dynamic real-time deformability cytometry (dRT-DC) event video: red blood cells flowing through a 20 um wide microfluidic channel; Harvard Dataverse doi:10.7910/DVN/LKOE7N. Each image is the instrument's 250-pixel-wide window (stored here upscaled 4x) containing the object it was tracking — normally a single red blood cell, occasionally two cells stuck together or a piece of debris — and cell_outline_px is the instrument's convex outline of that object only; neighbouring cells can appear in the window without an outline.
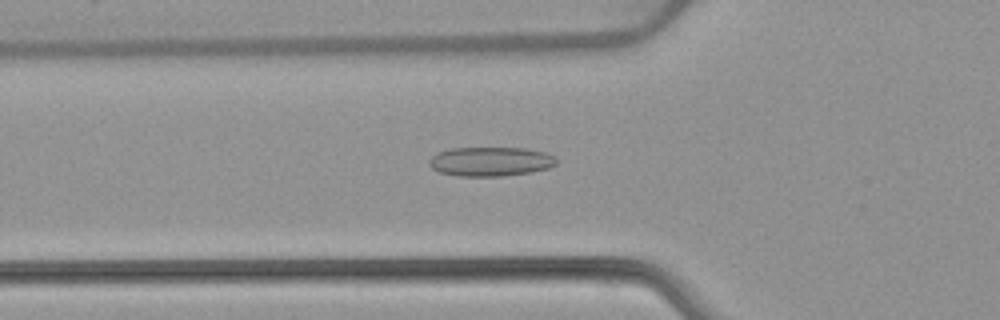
{"species": "common noctule bat (a hibernating species)", "species_latin": "Nyctalus noctula", "temperature_condition": "warm", "stored_images_in_passage": 41, "camera_frame_rate_fps": 3000, "um_per_image_px": 0.085, "animal": {"sex": "female", "body_mass_g": 22.7, "forearm_length_mm": 54.2}, "frame": {"image": 1, "passage_image": 7, "time_ms": 2.0, "image_size_px": [1000, 320], "cell_outline_px": [[556, 164], [548, 168], [532, 172], [504, 176], [460, 176], [440, 172], [432, 168], [428, 164], [428, 160], [436, 152], [452, 148], [524, 148], [544, 152], [556, 156]], "centroid_in_image_um": [41.69, 13.73], "position_along_channel_um": 84.1, "area_um2": 21.79}}
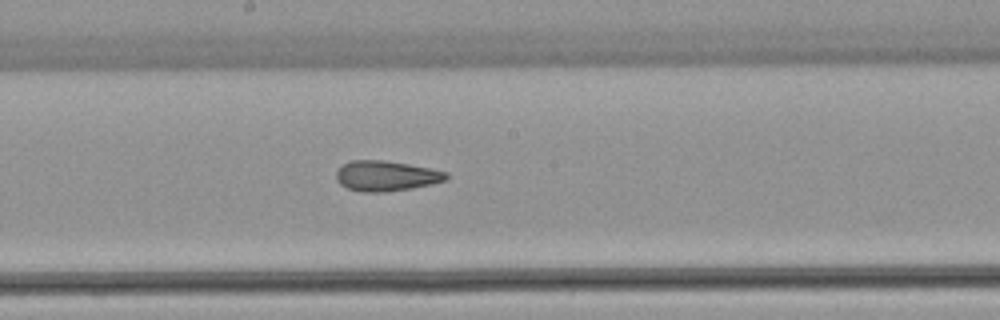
{"frame": {"image": 2, "passage_image": 17, "time_ms": 5.333, "image_size_px": [1000, 320], "cell_outline_px": [[448, 180], [432, 184], [412, 188], [384, 192], [360, 192], [348, 188], [340, 184], [336, 180], [336, 172], [344, 164], [352, 160], [384, 160], [432, 168], [448, 172]], "centroid_in_image_um": [32.85, 14.95], "position_along_channel_um": 215.3, "area_um2": 19.54}}
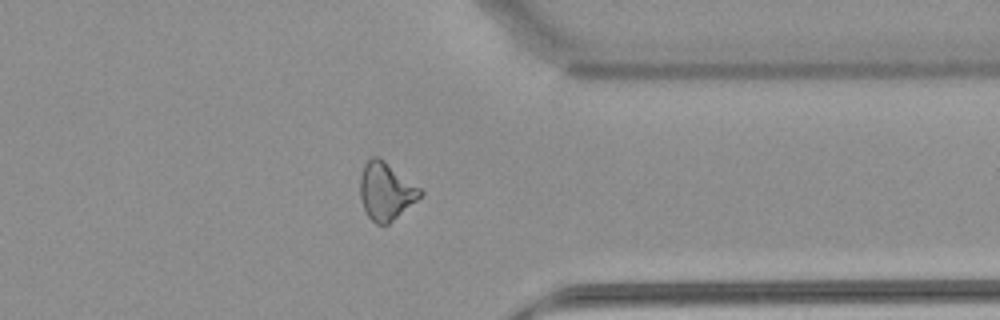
{"frame": {"image": 3, "passage_image": 30, "time_ms": 9.667, "image_size_px": [1000, 320], "cell_outline_px": [[424, 192], [416, 200], [388, 224], [376, 224], [368, 216], [364, 208], [360, 196], [360, 176], [364, 164], [372, 156], [380, 156], [420, 188]], "centroid_in_image_um": [32.78, 16.22], "position_along_channel_um": 378.6, "area_um2": 19.94}, "authors_computed_cell_mechanics": {"area_um2": 19.7676, "velocity_mm_per_s": 3.9224, "shape_relaxation_time_tau1_ms": null, "shape_relaxation_time_tau2_ms": 2.2916, "deformation_change_tau1": null, "deformation_change_tau2": 0.0993}}